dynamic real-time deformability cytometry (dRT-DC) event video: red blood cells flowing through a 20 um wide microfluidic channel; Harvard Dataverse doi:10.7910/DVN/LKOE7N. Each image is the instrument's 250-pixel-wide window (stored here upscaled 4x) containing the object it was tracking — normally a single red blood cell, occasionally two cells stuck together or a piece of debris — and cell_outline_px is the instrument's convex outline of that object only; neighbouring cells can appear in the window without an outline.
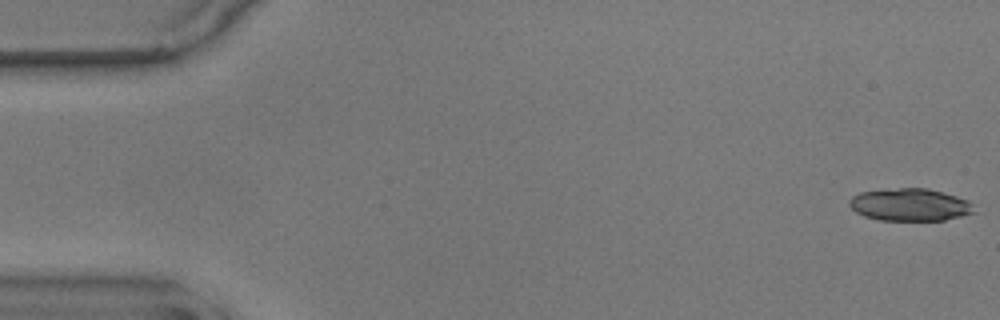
{"species": "common noctule bat (a hibernating species)", "species_latin": "Nyctalus noctula", "temperature_condition": "warm", "stored_images_in_passage": 56, "camera_frame_rate_fps": 3000, "um_per_image_px": 0.085, "animal": {"sex": "male", "body_mass_g": 17.9}, "frame": {"image": 1, "passage_image": 1, "time_ms": 0.0, "image_size_px": [1000, 320], "cell_outline_px": [[976, 212], [944, 220], [880, 220], [864, 216], [856, 212], [848, 204], [848, 200], [852, 196], [860, 192], [900, 188], [928, 188], [956, 196], [968, 200], [972, 204]], "centroid_in_image_um": [77.34, 17.4], "position_along_channel_um": 7.7, "area_um2": 23.52}}